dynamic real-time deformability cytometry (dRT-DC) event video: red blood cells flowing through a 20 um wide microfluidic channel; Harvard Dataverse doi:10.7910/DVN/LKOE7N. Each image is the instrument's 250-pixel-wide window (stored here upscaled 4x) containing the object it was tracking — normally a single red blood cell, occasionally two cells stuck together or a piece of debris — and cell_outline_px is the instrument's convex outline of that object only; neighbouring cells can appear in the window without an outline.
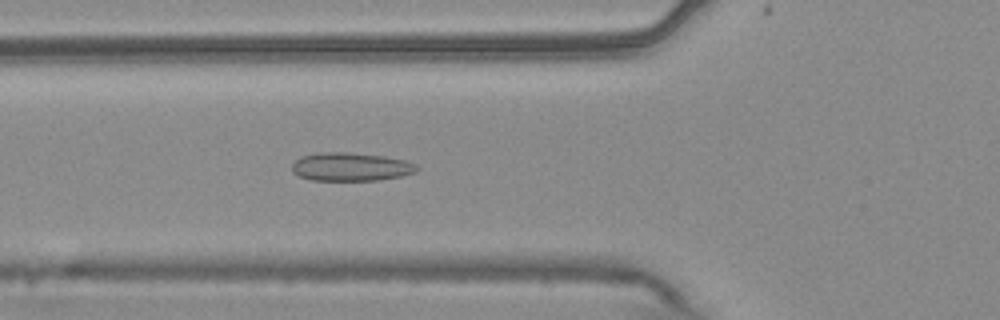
{"species": "common noctule bat (a hibernating species)", "species_latin": "Nyctalus noctula", "temperature_condition": "warm", "stored_images_in_passage": 54, "camera_frame_rate_fps": 3000, "um_per_image_px": 0.085, "animal": {"sex": "male", "body_mass_g": 20.4}, "frame": {"image": 1, "passage_image": 19, "time_ms": 6.0, "image_size_px": [1000, 320], "cell_outline_px": [[420, 168], [416, 172], [400, 176], [380, 180], [312, 180], [300, 176], [292, 172], [292, 164], [300, 156], [320, 152], [348, 152], [384, 156], [408, 160], [416, 164]], "centroid_in_image_um": [29.84, 14.17], "position_along_channel_um": 96.0, "area_um2": 20.81}}
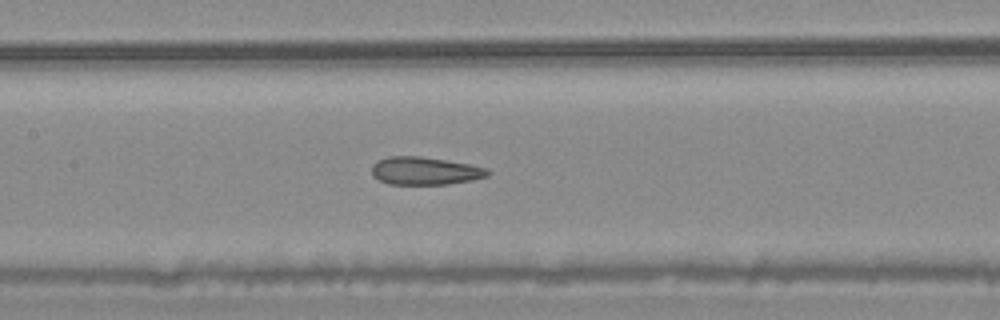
{"frame": {"image": 2, "passage_image": 25, "time_ms": 8.0, "image_size_px": [1000, 320], "cell_outline_px": [[492, 172], [488, 176], [472, 180], [448, 184], [388, 184], [372, 176], [372, 164], [376, 160], [388, 156], [420, 156], [468, 164], [488, 168]], "centroid_in_image_um": [36.11, 14.52], "position_along_channel_um": 171.3, "area_um2": 18.9}}
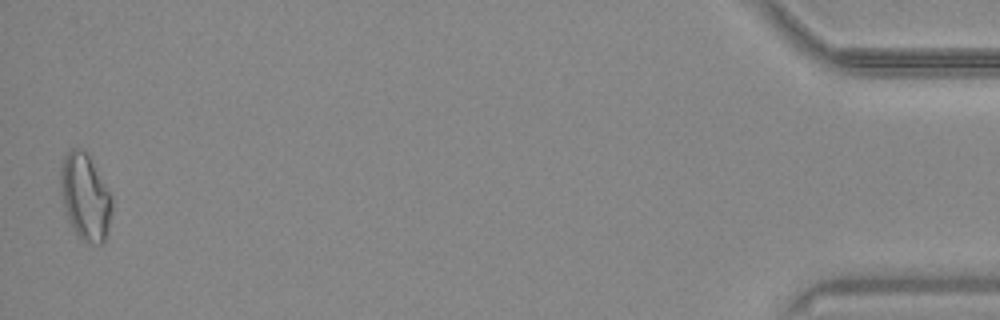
{"frame": {"image": 3, "passage_image": 53, "time_ms": 17.333, "image_size_px": [1000, 320], "cell_outline_px": [[112, 212], [108, 232], [104, 240], [100, 244], [84, 240], [76, 232], [68, 220], [60, 192], [60, 168], [64, 156], [72, 148], [80, 148], [92, 156], [112, 196]], "centroid_in_image_um": [7.26, 16.67], "position_along_channel_um": 427.9, "area_um2": 26.18}, "authors_computed_cell_mechanics": {"area_um2": 20.3167, "velocity_mm_per_s": 3.7322, "shape_relaxation_time_tau1_ms": null, "shape_relaxation_time_tau2_ms": 3.8583, "deformation_change_tau1": null, "deformation_change_tau2": 0.1044}}